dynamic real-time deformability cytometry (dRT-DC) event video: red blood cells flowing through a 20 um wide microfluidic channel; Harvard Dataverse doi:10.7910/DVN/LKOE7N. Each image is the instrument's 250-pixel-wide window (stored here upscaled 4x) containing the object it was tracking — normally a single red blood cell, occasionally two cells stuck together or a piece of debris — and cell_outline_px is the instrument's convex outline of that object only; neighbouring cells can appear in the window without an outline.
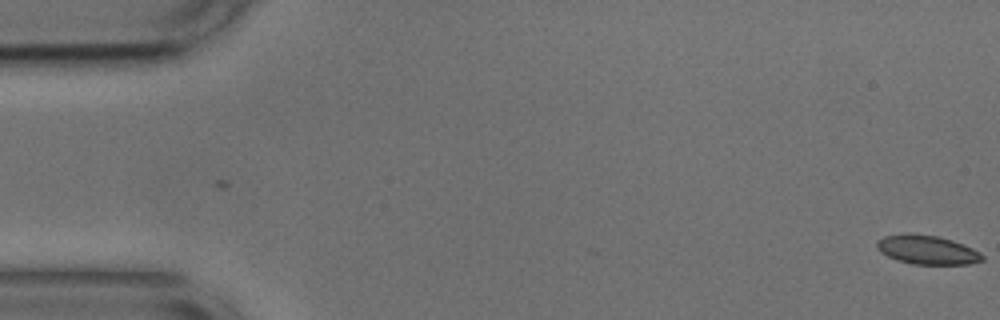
{"species": "common noctule bat (a hibernating species)", "species_latin": "Nyctalus noctula", "temperature_condition": "cold", "stored_images_in_passage": 56, "camera_frame_rate_fps": 3000, "um_per_image_px": 0.085, "animal": {"sex": "male", "body_mass_g": 17.9, "forearm_length_mm": 54.2}, "frame": {"image": 1, "passage_image": 1, "time_ms": 0.0, "image_size_px": [1000, 320], "cell_outline_px": [[984, 260], [968, 264], [912, 264], [896, 260], [880, 252], [876, 248], [876, 240], [884, 236], [908, 232], [936, 236], [952, 240], [964, 244], [980, 252], [984, 256]], "centroid_in_image_um": [78.77, 21.22], "position_along_channel_um": 6.2, "area_um2": 18.03}}
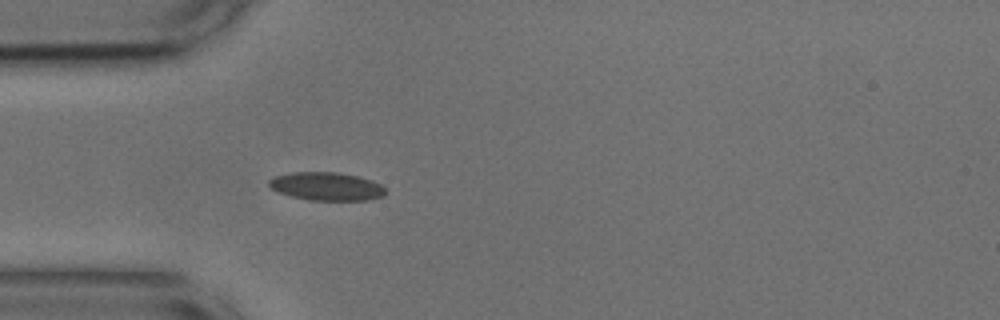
{"frame": {"image": 2, "passage_image": 16, "time_ms": 5.0, "image_size_px": [1000, 320], "cell_outline_px": [[388, 192], [384, 196], [368, 200], [308, 200], [292, 196], [280, 192], [272, 188], [268, 184], [268, 180], [276, 176], [292, 172], [336, 172], [356, 176], [372, 180], [380, 184]], "centroid_in_image_um": [27.79, 15.84], "position_along_channel_um": 57.2, "area_um2": 19.07}}
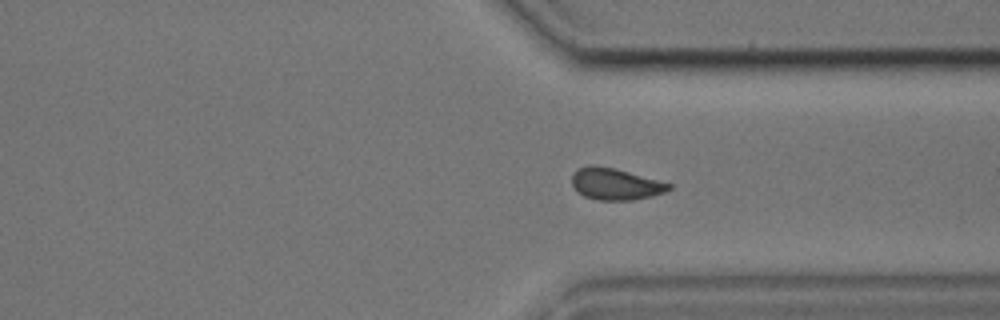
{"frame": {"image": 3, "passage_image": 41, "time_ms": 13.333, "image_size_px": [1000, 320], "cell_outline_px": [[672, 188], [664, 192], [652, 196], [628, 200], [596, 200], [584, 196], [576, 192], [572, 184], [572, 176], [580, 168], [588, 164], [596, 164], [628, 172], [672, 184]], "centroid_in_image_um": [52.27, 15.64], "position_along_channel_um": 359.1, "area_um2": 17.74}, "authors_computed_cell_mechanics": {"area_um2": 18.1492, "velocity_mm_per_s": 3.6541, "shape_relaxation_time_tau1_ms": 8.5229, "shape_relaxation_time_tau2_ms": 2.6305, "deformation_change_tau1": 0.1212, "deformation_change_tau2": 0.0748}}